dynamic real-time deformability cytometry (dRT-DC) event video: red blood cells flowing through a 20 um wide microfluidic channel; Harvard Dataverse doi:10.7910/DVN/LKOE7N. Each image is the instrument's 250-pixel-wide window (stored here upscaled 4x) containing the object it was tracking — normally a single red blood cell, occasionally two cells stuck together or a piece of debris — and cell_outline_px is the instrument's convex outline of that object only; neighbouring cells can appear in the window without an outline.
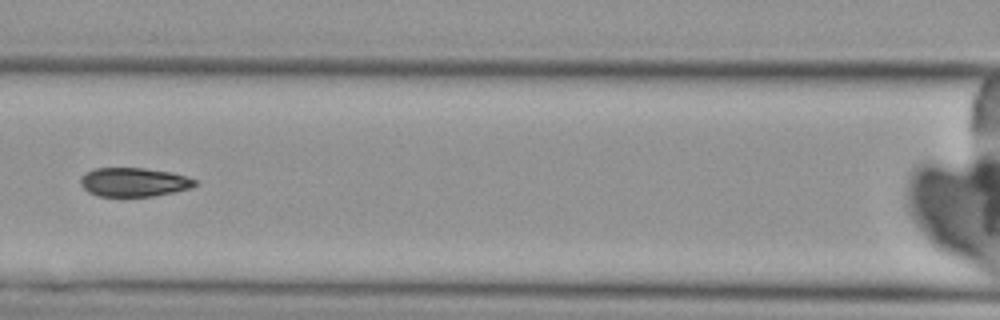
{"species": "Egyptian fruit bat (a non-hibernating species)", "species_latin": "Rousettus aegyptiacus", "temperature_condition": "cold", "stored_images_in_passage": 4, "camera_frame_rate_fps": 3000, "um_per_image_px": 0.085, "animal": {"sex": "female"}, "frame": {"image": 1, "passage_image": 4, "time_ms": 3.333, "image_size_px": [1000, 320], "cell_outline_px": [[196, 184], [192, 188], [152, 196], [100, 196], [88, 192], [80, 184], [80, 180], [84, 172], [96, 168], [144, 168], [172, 172], [196, 180]], "centroid_in_image_um": [11.35, 15.47], "position_along_channel_um": 155.2, "area_um2": 19.19}}